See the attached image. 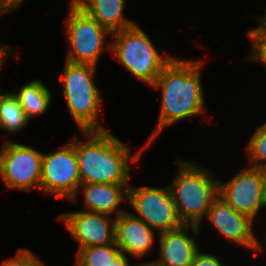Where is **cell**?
<instances>
[{"mask_svg": "<svg viewBox=\"0 0 266 266\" xmlns=\"http://www.w3.org/2000/svg\"><path fill=\"white\" fill-rule=\"evenodd\" d=\"M203 60L173 57L151 85L161 92L157 124L145 144L147 147L169 125L205 112L201 70Z\"/></svg>", "mask_w": 266, "mask_h": 266, "instance_id": "1", "label": "cell"}, {"mask_svg": "<svg viewBox=\"0 0 266 266\" xmlns=\"http://www.w3.org/2000/svg\"><path fill=\"white\" fill-rule=\"evenodd\" d=\"M82 134L86 140L76 135L70 140L75 147L81 184H129L131 162H137L148 147L144 145L133 155L131 149L108 130L82 131Z\"/></svg>", "mask_w": 266, "mask_h": 266, "instance_id": "2", "label": "cell"}, {"mask_svg": "<svg viewBox=\"0 0 266 266\" xmlns=\"http://www.w3.org/2000/svg\"><path fill=\"white\" fill-rule=\"evenodd\" d=\"M178 160L177 173L169 186L177 213L183 224L200 228L212 201L218 196L219 180L195 161Z\"/></svg>", "mask_w": 266, "mask_h": 266, "instance_id": "3", "label": "cell"}, {"mask_svg": "<svg viewBox=\"0 0 266 266\" xmlns=\"http://www.w3.org/2000/svg\"><path fill=\"white\" fill-rule=\"evenodd\" d=\"M96 66L65 60L61 82L69 115L81 131H106L99 124L101 92L94 83Z\"/></svg>", "mask_w": 266, "mask_h": 266, "instance_id": "4", "label": "cell"}, {"mask_svg": "<svg viewBox=\"0 0 266 266\" xmlns=\"http://www.w3.org/2000/svg\"><path fill=\"white\" fill-rule=\"evenodd\" d=\"M111 38L110 52L127 71L149 86L174 57L160 54L148 34L137 23L112 33Z\"/></svg>", "mask_w": 266, "mask_h": 266, "instance_id": "5", "label": "cell"}, {"mask_svg": "<svg viewBox=\"0 0 266 266\" xmlns=\"http://www.w3.org/2000/svg\"><path fill=\"white\" fill-rule=\"evenodd\" d=\"M69 1V14L64 25L65 35L70 46L66 60L97 67L103 50H111V42L107 44V40H109L107 37H112V33L101 26L73 0Z\"/></svg>", "mask_w": 266, "mask_h": 266, "instance_id": "6", "label": "cell"}, {"mask_svg": "<svg viewBox=\"0 0 266 266\" xmlns=\"http://www.w3.org/2000/svg\"><path fill=\"white\" fill-rule=\"evenodd\" d=\"M128 202L136 212L131 214L143 220L158 234L184 225L177 213L169 186L133 187L130 184Z\"/></svg>", "mask_w": 266, "mask_h": 266, "instance_id": "7", "label": "cell"}, {"mask_svg": "<svg viewBox=\"0 0 266 266\" xmlns=\"http://www.w3.org/2000/svg\"><path fill=\"white\" fill-rule=\"evenodd\" d=\"M0 151V178L7 189H40L43 153L34 147L5 140Z\"/></svg>", "mask_w": 266, "mask_h": 266, "instance_id": "8", "label": "cell"}, {"mask_svg": "<svg viewBox=\"0 0 266 266\" xmlns=\"http://www.w3.org/2000/svg\"><path fill=\"white\" fill-rule=\"evenodd\" d=\"M80 184L75 147L70 141L60 150L43 153L40 191L71 200Z\"/></svg>", "mask_w": 266, "mask_h": 266, "instance_id": "9", "label": "cell"}, {"mask_svg": "<svg viewBox=\"0 0 266 266\" xmlns=\"http://www.w3.org/2000/svg\"><path fill=\"white\" fill-rule=\"evenodd\" d=\"M218 196L230 207L255 220L266 207L262 178L258 168L248 165L226 183L218 181Z\"/></svg>", "mask_w": 266, "mask_h": 266, "instance_id": "10", "label": "cell"}, {"mask_svg": "<svg viewBox=\"0 0 266 266\" xmlns=\"http://www.w3.org/2000/svg\"><path fill=\"white\" fill-rule=\"evenodd\" d=\"M206 219L229 242L255 252L263 250L261 242L253 231L254 220L246 214L235 211L221 197L217 196L212 201Z\"/></svg>", "mask_w": 266, "mask_h": 266, "instance_id": "11", "label": "cell"}, {"mask_svg": "<svg viewBox=\"0 0 266 266\" xmlns=\"http://www.w3.org/2000/svg\"><path fill=\"white\" fill-rule=\"evenodd\" d=\"M79 248L115 243V217L87 210L65 212L58 216Z\"/></svg>", "mask_w": 266, "mask_h": 266, "instance_id": "12", "label": "cell"}, {"mask_svg": "<svg viewBox=\"0 0 266 266\" xmlns=\"http://www.w3.org/2000/svg\"><path fill=\"white\" fill-rule=\"evenodd\" d=\"M193 232L198 236L200 228L195 225L181 227L157 234L159 237V258L153 260L159 266H191L194 255L199 250L197 239L188 235Z\"/></svg>", "mask_w": 266, "mask_h": 266, "instance_id": "13", "label": "cell"}, {"mask_svg": "<svg viewBox=\"0 0 266 266\" xmlns=\"http://www.w3.org/2000/svg\"><path fill=\"white\" fill-rule=\"evenodd\" d=\"M156 231L128 211L115 219V244L122 253L143 258L155 242Z\"/></svg>", "mask_w": 266, "mask_h": 266, "instance_id": "14", "label": "cell"}, {"mask_svg": "<svg viewBox=\"0 0 266 266\" xmlns=\"http://www.w3.org/2000/svg\"><path fill=\"white\" fill-rule=\"evenodd\" d=\"M129 184H104L85 183L78 186L77 192L71 199L73 203L77 201L79 190L82 191L84 206L87 211L111 214L116 218L119 214L126 212L120 209V203L128 201Z\"/></svg>", "mask_w": 266, "mask_h": 266, "instance_id": "15", "label": "cell"}, {"mask_svg": "<svg viewBox=\"0 0 266 266\" xmlns=\"http://www.w3.org/2000/svg\"><path fill=\"white\" fill-rule=\"evenodd\" d=\"M88 15L111 33L124 30L136 22L125 18V0H73Z\"/></svg>", "mask_w": 266, "mask_h": 266, "instance_id": "16", "label": "cell"}, {"mask_svg": "<svg viewBox=\"0 0 266 266\" xmlns=\"http://www.w3.org/2000/svg\"><path fill=\"white\" fill-rule=\"evenodd\" d=\"M16 95L25 115L31 120L32 117L43 115L50 107L52 94L48 87L39 79H34L15 89Z\"/></svg>", "mask_w": 266, "mask_h": 266, "instance_id": "17", "label": "cell"}, {"mask_svg": "<svg viewBox=\"0 0 266 266\" xmlns=\"http://www.w3.org/2000/svg\"><path fill=\"white\" fill-rule=\"evenodd\" d=\"M19 100L13 92H0V129L13 135L29 123Z\"/></svg>", "mask_w": 266, "mask_h": 266, "instance_id": "18", "label": "cell"}, {"mask_svg": "<svg viewBox=\"0 0 266 266\" xmlns=\"http://www.w3.org/2000/svg\"><path fill=\"white\" fill-rule=\"evenodd\" d=\"M121 253L115 243L84 247L78 249L75 264L76 266H109Z\"/></svg>", "mask_w": 266, "mask_h": 266, "instance_id": "19", "label": "cell"}, {"mask_svg": "<svg viewBox=\"0 0 266 266\" xmlns=\"http://www.w3.org/2000/svg\"><path fill=\"white\" fill-rule=\"evenodd\" d=\"M245 151L248 154L249 162H252L251 167L259 168L266 164V122L256 127L253 136L250 137L245 147Z\"/></svg>", "mask_w": 266, "mask_h": 266, "instance_id": "20", "label": "cell"}, {"mask_svg": "<svg viewBox=\"0 0 266 266\" xmlns=\"http://www.w3.org/2000/svg\"><path fill=\"white\" fill-rule=\"evenodd\" d=\"M0 266H45L38 256L27 248L18 249L15 257L3 260Z\"/></svg>", "mask_w": 266, "mask_h": 266, "instance_id": "21", "label": "cell"}, {"mask_svg": "<svg viewBox=\"0 0 266 266\" xmlns=\"http://www.w3.org/2000/svg\"><path fill=\"white\" fill-rule=\"evenodd\" d=\"M191 266H224L218 256L214 254L200 252V249L196 252L193 258Z\"/></svg>", "mask_w": 266, "mask_h": 266, "instance_id": "22", "label": "cell"}, {"mask_svg": "<svg viewBox=\"0 0 266 266\" xmlns=\"http://www.w3.org/2000/svg\"><path fill=\"white\" fill-rule=\"evenodd\" d=\"M257 15V19L259 20V26L257 28L250 29L247 33L248 38L252 40V42H266V11L264 15L261 17Z\"/></svg>", "mask_w": 266, "mask_h": 266, "instance_id": "23", "label": "cell"}, {"mask_svg": "<svg viewBox=\"0 0 266 266\" xmlns=\"http://www.w3.org/2000/svg\"><path fill=\"white\" fill-rule=\"evenodd\" d=\"M252 51L248 55V61L261 62L266 67V42H252Z\"/></svg>", "mask_w": 266, "mask_h": 266, "instance_id": "24", "label": "cell"}, {"mask_svg": "<svg viewBox=\"0 0 266 266\" xmlns=\"http://www.w3.org/2000/svg\"><path fill=\"white\" fill-rule=\"evenodd\" d=\"M109 266H132V265H130L126 254L121 253L116 259H114L113 262H111ZM133 266H136V265H133Z\"/></svg>", "mask_w": 266, "mask_h": 266, "instance_id": "25", "label": "cell"}, {"mask_svg": "<svg viewBox=\"0 0 266 266\" xmlns=\"http://www.w3.org/2000/svg\"><path fill=\"white\" fill-rule=\"evenodd\" d=\"M4 6L8 9L10 13L14 12L19 8L24 0H2Z\"/></svg>", "mask_w": 266, "mask_h": 266, "instance_id": "26", "label": "cell"}, {"mask_svg": "<svg viewBox=\"0 0 266 266\" xmlns=\"http://www.w3.org/2000/svg\"><path fill=\"white\" fill-rule=\"evenodd\" d=\"M13 51H15V50L9 49L8 47L2 46L0 44V69L4 65V62H5L4 58L6 57V55L7 56H9V55L14 56V54H12Z\"/></svg>", "mask_w": 266, "mask_h": 266, "instance_id": "27", "label": "cell"}, {"mask_svg": "<svg viewBox=\"0 0 266 266\" xmlns=\"http://www.w3.org/2000/svg\"><path fill=\"white\" fill-rule=\"evenodd\" d=\"M258 170L262 178L263 194H264L265 201H266V164L263 166H260Z\"/></svg>", "mask_w": 266, "mask_h": 266, "instance_id": "28", "label": "cell"}, {"mask_svg": "<svg viewBox=\"0 0 266 266\" xmlns=\"http://www.w3.org/2000/svg\"><path fill=\"white\" fill-rule=\"evenodd\" d=\"M10 13L8 9L4 6L3 1L0 0V15Z\"/></svg>", "mask_w": 266, "mask_h": 266, "instance_id": "29", "label": "cell"}, {"mask_svg": "<svg viewBox=\"0 0 266 266\" xmlns=\"http://www.w3.org/2000/svg\"><path fill=\"white\" fill-rule=\"evenodd\" d=\"M136 266H159L158 264H156L153 260L150 262H143L141 264H137Z\"/></svg>", "mask_w": 266, "mask_h": 266, "instance_id": "30", "label": "cell"}]
</instances>
